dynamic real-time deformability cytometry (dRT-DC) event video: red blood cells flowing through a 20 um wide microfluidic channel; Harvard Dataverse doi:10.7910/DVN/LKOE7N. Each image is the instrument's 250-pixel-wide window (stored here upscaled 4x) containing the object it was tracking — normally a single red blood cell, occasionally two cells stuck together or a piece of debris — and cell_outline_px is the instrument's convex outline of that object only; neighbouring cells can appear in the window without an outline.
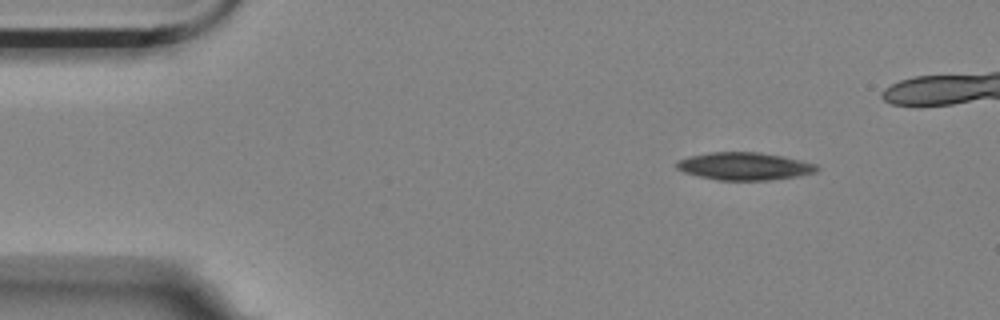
{"species": "Egyptian fruit bat (a non-hibernating species)", "species_latin": "Rousettus aegyptiacus", "temperature_condition": "room temperature", "stored_images_in_passage": 10, "camera_frame_rate_fps": 3000, "um_per_image_px": 0.085, "animal": {"sex": "female"}, "frame": {"image": 1, "passage_image": 1, "time_ms": 0.0, "image_size_px": [1000, 320], "cell_outline_px": [[820, 168], [816, 172], [800, 176], [768, 180], [716, 180], [684, 172], [676, 168], [676, 160], [688, 156], [712, 152], [760, 152], [800, 160], [816, 164]], "centroid_in_image_um": [63.27, 14.13], "position_along_channel_um": 21.7, "area_um2": 22.6}}
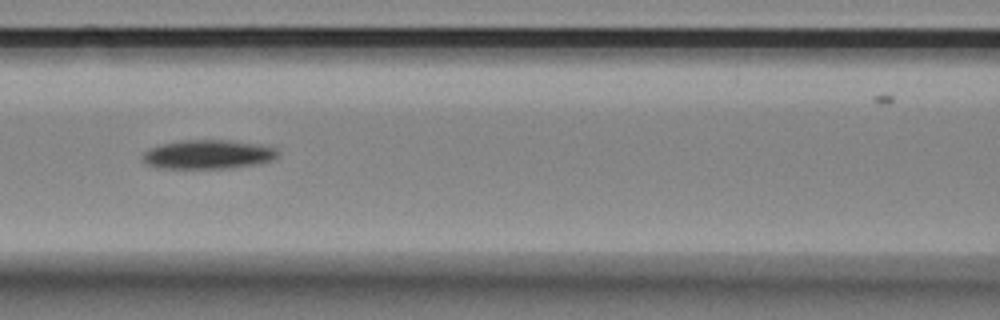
{"frame": {"image": 2, "passage_image": 6, "time_ms": 1.667, "image_size_px": [1000, 320], "cell_outline_px": [[280, 152], [272, 160], [260, 164], [228, 168], [160, 168], [148, 164], [140, 160], [140, 156], [144, 152], [152, 148], [164, 144], [184, 140], [232, 140], [264, 144], [276, 148]], "centroid_in_image_um": [17.74, 13.12], "position_along_channel_um": 148.9, "area_um2": 23.06}}
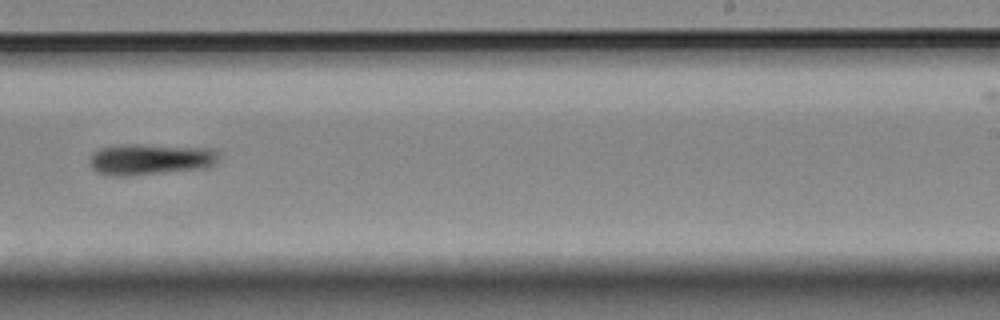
{"frame": {"image": 3, "passage_image": 9, "time_ms": 2.667, "image_size_px": [1000, 320], "cell_outline_px": [[216, 160], [212, 164], [204, 168], [128, 176], [112, 176], [96, 172], [88, 164], [88, 160], [92, 152], [100, 148], [120, 144], [136, 144], [212, 148], [216, 152]], "centroid_in_image_um": [12.66, 13.54], "position_along_channel_um": 276.3, "area_um2": 23.47}}